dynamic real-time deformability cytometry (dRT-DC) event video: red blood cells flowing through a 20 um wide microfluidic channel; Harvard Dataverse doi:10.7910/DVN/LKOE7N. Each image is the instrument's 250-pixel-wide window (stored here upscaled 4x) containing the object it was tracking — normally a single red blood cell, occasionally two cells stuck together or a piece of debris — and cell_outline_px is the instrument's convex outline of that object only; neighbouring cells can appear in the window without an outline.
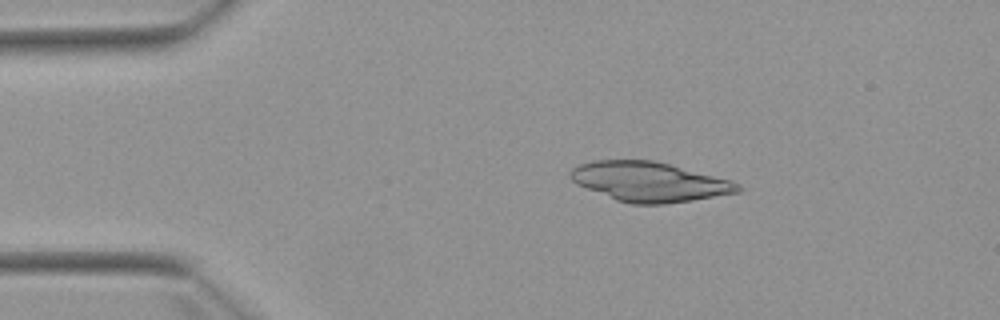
{"species": "Egyptian fruit bat (a non-hibernating species)", "species_latin": "Rousettus aegyptiacus", "temperature_condition": "warm", "stored_images_in_passage": 5, "camera_frame_rate_fps": 3000, "um_per_image_px": 0.085, "animal": {"sex": "female"}, "frame": {"image": 1, "passage_image": 3, "time_ms": 2.333, "image_size_px": [1000, 320], "cell_outline_px": [[740, 192], [692, 200], [664, 204], [632, 204], [616, 200], [576, 184], [572, 180], [568, 172], [572, 168], [580, 164], [592, 160], [652, 160], [732, 180], [740, 184]], "centroid_in_image_um": [55.17, 15.45], "position_along_channel_um": 29.8, "area_um2": 38.49}}